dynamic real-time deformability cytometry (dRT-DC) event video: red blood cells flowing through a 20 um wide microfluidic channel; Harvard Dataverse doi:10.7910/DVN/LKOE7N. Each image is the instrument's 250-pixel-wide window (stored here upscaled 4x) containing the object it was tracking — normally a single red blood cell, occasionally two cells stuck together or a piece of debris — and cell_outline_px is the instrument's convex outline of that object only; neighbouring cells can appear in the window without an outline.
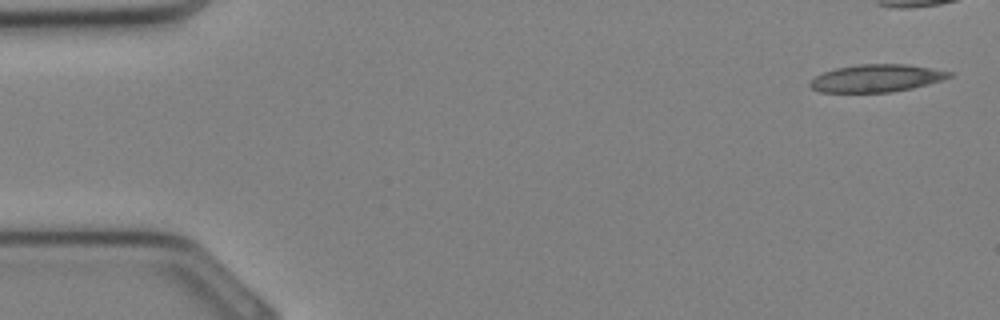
{"species": "Egyptian fruit bat (a non-hibernating species)", "species_latin": "Rousettus aegyptiacus", "temperature_condition": "cold", "stored_images_in_passage": 9, "camera_frame_rate_fps": 3000, "um_per_image_px": 0.085, "animal": {"sex": "female"}, "frame": {"image": 1, "passage_image": 1, "time_ms": 0.0, "image_size_px": [1000, 320], "cell_outline_px": [[952, 76], [944, 80], [912, 88], [892, 92], [820, 92], [812, 88], [808, 84], [816, 76], [824, 72], [836, 68], [860, 64], [908, 64], [952, 72]], "centroid_in_image_um": [74.52, 6.65], "position_along_channel_um": 10.5, "area_um2": 22.25}}